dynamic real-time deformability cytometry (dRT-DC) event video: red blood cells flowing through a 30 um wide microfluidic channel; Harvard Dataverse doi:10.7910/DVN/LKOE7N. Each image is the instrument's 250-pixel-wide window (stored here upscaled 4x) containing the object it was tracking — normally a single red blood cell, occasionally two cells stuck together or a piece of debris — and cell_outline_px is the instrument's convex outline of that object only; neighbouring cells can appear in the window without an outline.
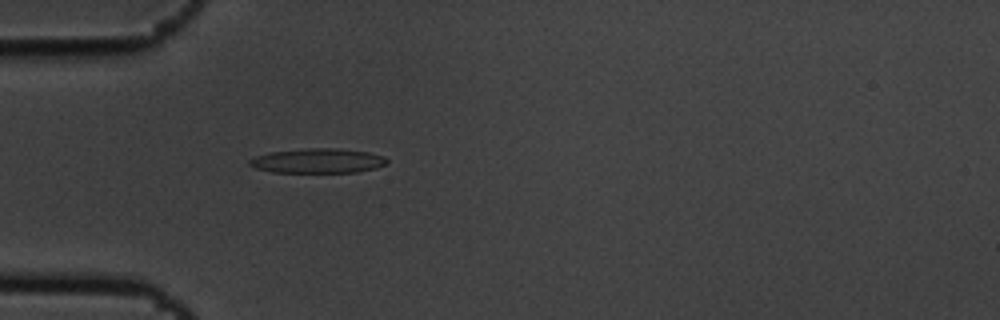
{"species": "common noctule bat (a hibernating species)", "species_latin": "Nyctalus noctula", "temperature_condition": "cold", "stored_images_in_passage": 5, "camera_frame_rate_fps": 3000, "um_per_image_px": 0.085, "animal": {"sex": "male", "body_mass_g": 19.5, "forearm_length_mm": 54.6}, "frame": {"image": 1, "passage_image": 5, "time_ms": 1.333, "image_size_px": [1000, 320], "cell_outline_px": [[388, 164], [376, 168], [356, 172], [272, 172], [256, 168], [248, 164], [248, 160], [256, 156], [272, 152], [304, 148], [336, 148], [368, 152], [384, 156], [388, 160]], "centroid_in_image_um": [27.04, 13.66], "position_along_channel_um": 58.0, "area_um2": 19.71}}